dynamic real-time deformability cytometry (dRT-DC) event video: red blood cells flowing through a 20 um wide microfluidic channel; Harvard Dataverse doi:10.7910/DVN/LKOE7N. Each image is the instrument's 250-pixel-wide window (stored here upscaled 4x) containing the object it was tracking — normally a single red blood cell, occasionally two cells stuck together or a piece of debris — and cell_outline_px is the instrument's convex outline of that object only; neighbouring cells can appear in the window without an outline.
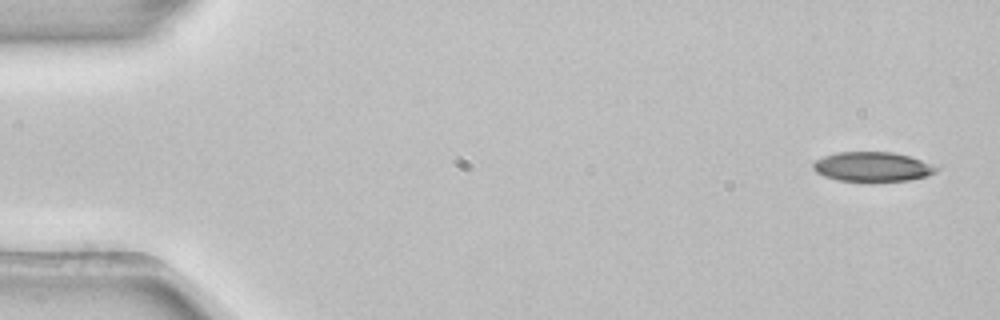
{"species": "common noctule bat (a hibernating species)", "species_latin": "Nyctalus noctula", "temperature_condition": "room temperature", "stored_images_in_passage": 3, "camera_frame_rate_fps": 3000, "um_per_image_px": 0.085, "animal": {"sex": "female", "body_mass_g": 22.7, "forearm_length_mm": 54.2}, "frame": {"image": 1, "passage_image": 1, "time_ms": 0.0, "image_size_px": [1000, 320], "cell_outline_px": [[940, 168], [936, 172], [928, 176], [912, 180], [872, 184], [868, 184], [836, 180], [824, 176], [816, 172], [812, 168], [812, 164], [816, 160], [824, 156], [836, 152], [892, 152], [908, 156], [920, 160]], "centroid_in_image_um": [74.14, 14.23], "position_along_channel_um": 10.9, "area_um2": 22.08}}
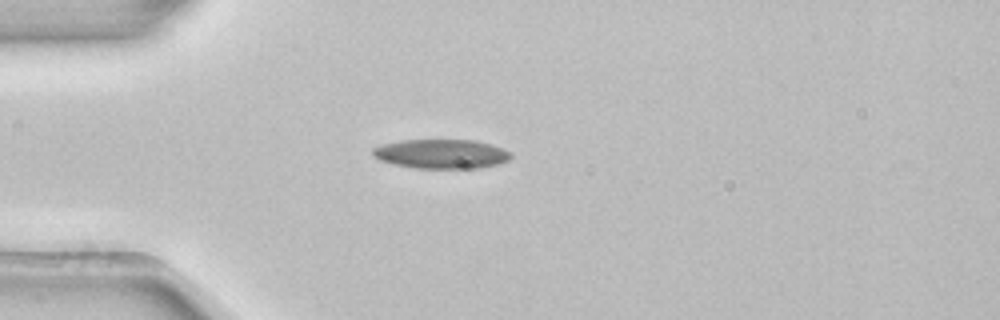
{"frame": {"image": 2, "passage_image": 3, "time_ms": 0.667, "image_size_px": [1000, 320], "cell_outline_px": [[512, 156], [508, 160], [500, 164], [480, 168], [416, 168], [392, 164], [380, 160], [372, 156], [372, 148], [384, 144], [400, 140], [472, 140], [492, 144], [512, 152]], "centroid_in_image_um": [37.53, 13.08], "position_along_channel_um": 47.5, "area_um2": 23.76}}